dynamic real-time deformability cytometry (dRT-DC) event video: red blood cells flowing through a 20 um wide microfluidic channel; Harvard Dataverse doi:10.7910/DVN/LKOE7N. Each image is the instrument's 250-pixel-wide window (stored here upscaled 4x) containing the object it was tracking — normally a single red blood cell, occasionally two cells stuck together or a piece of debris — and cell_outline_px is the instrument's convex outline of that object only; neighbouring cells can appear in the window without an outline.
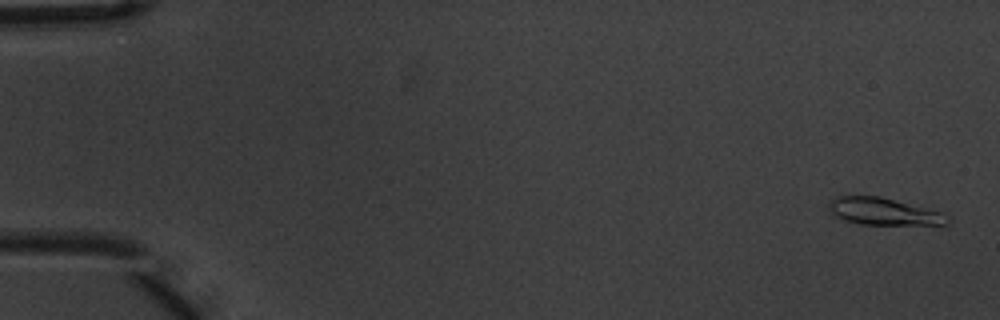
{"species": "common noctule bat (a hibernating species)", "species_latin": "Nyctalus noctula", "temperature_condition": "warm", "stored_images_in_passage": 9, "camera_frame_rate_fps": 3000, "um_per_image_px": 0.085, "animal": {"sex": "male", "body_mass_g": 20.1, "forearm_length_mm": 53.5}, "frame": {"image": 1, "passage_image": 1, "time_ms": 0.0, "image_size_px": [1000, 320], "cell_outline_px": [[952, 220], [944, 228], [860, 224], [844, 220], [832, 216], [828, 208], [828, 204], [836, 196], [880, 196], [940, 212], [948, 216]], "centroid_in_image_um": [75.24, 18.05], "position_along_channel_um": 9.8, "area_um2": 19.83}}
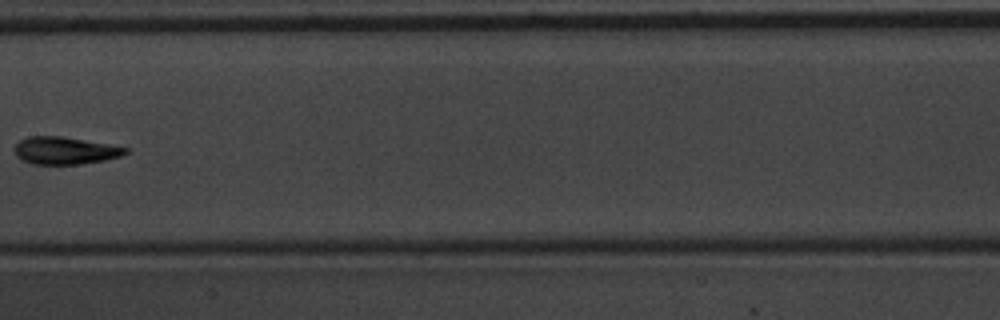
{"frame": {"image": 2, "passage_image": 8, "time_ms": 2.333, "image_size_px": [1000, 320], "cell_outline_px": [[128, 152], [120, 156], [104, 160], [80, 164], [32, 164], [20, 160], [16, 156], [12, 148], [20, 140], [28, 136], [60, 136], [112, 144], [128, 148]], "centroid_in_image_um": [5.48, 12.79], "position_along_channel_um": 201.9, "area_um2": 17.92}}
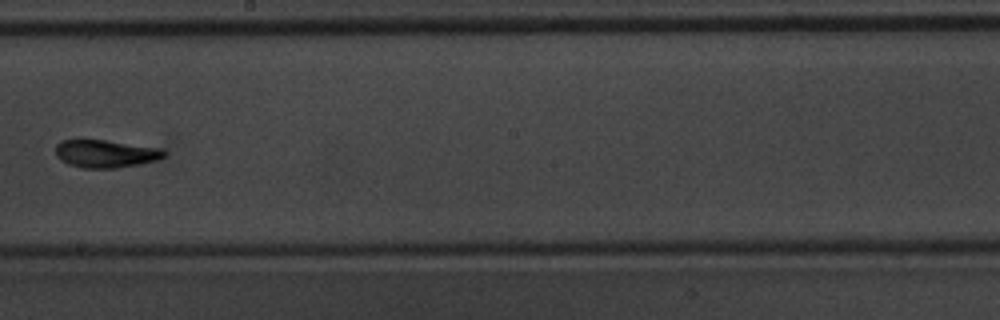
{"frame": {"image": 3, "passage_image": 9, "time_ms": 2.667, "image_size_px": [1000, 320], "cell_outline_px": [[168, 152], [164, 156], [156, 160], [140, 164], [116, 168], [80, 168], [68, 164], [60, 160], [56, 156], [56, 144], [60, 140], [104, 140], [160, 148]], "centroid_in_image_um": [8.95, 13.07], "position_along_channel_um": 239.2, "area_um2": 17.57}}